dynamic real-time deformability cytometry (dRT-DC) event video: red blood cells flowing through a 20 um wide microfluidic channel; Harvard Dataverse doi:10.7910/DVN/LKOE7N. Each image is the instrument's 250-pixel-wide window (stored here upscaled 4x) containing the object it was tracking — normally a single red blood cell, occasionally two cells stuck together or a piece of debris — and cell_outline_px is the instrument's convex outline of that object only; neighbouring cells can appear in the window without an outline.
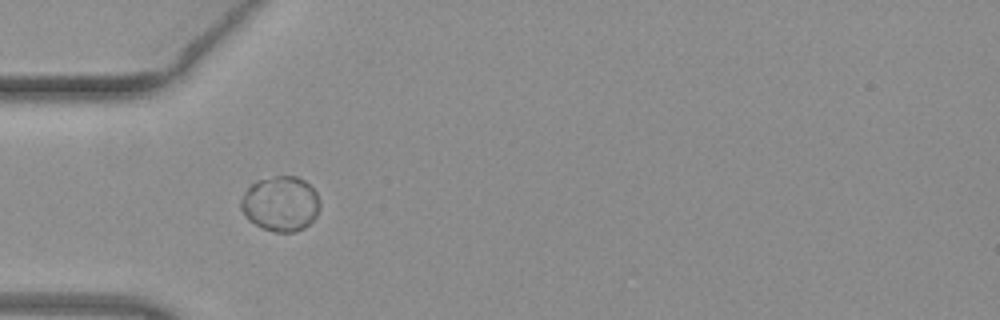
{"species": "common noctule bat (a hibernating species)", "species_latin": "Nyctalus noctula", "temperature_condition": "warm", "stored_images_in_passage": 11, "camera_frame_rate_fps": 3000, "um_per_image_px": 0.085, "animal": {"sex": "female", "body_mass_g": 19.3, "forearm_length_mm": 54.1}, "frame": {"image": 1, "passage_image": 1, "time_ms": 0.0, "image_size_px": [1000, 320], "cell_outline_px": [[320, 208], [316, 216], [304, 228], [296, 232], [272, 232], [248, 220], [240, 208], [240, 200], [244, 192], [256, 180], [276, 176], [296, 176], [304, 180], [316, 192], [320, 200]], "centroid_in_image_um": [23.85, 17.32], "position_along_channel_um": 61.2, "area_um2": 25.43}}
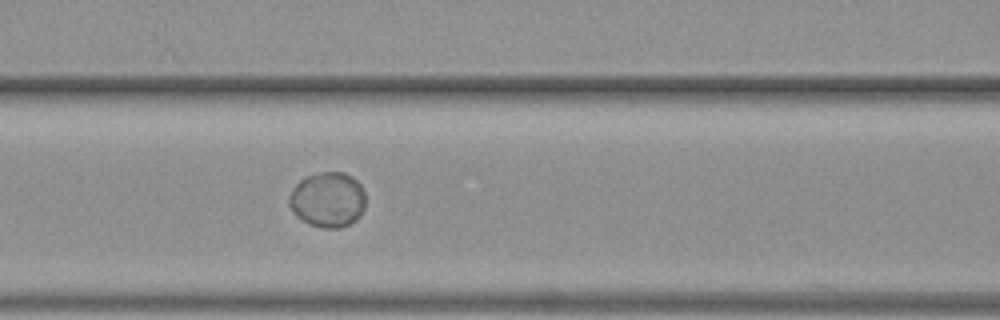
{"frame": {"image": 2, "passage_image": 7, "time_ms": 2.0, "image_size_px": [1000, 320], "cell_outline_px": [[364, 208], [360, 216], [356, 220], [340, 228], [324, 228], [308, 224], [296, 216], [292, 212], [288, 204], [288, 200], [292, 188], [300, 180], [308, 176], [320, 172], [344, 172], [352, 176], [360, 184], [364, 192]], "centroid_in_image_um": [27.84, 16.98], "position_along_channel_um": 138.8, "area_um2": 24.74}}
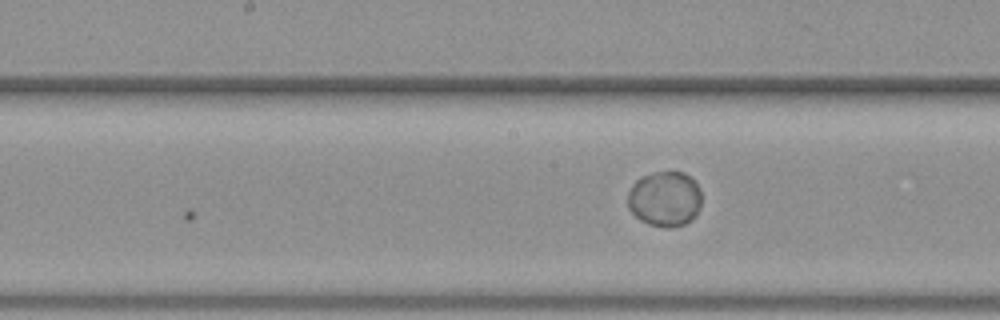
{"frame": {"image": 3, "passage_image": 11, "time_ms": 3.333, "image_size_px": [1000, 320], "cell_outline_px": [[700, 208], [696, 216], [684, 224], [668, 228], [648, 224], [640, 220], [628, 208], [628, 192], [632, 184], [636, 180], [644, 176], [656, 172], [684, 172], [696, 180], [700, 188]], "centroid_in_image_um": [56.52, 16.9], "position_along_channel_um": 191.7, "area_um2": 23.93}}